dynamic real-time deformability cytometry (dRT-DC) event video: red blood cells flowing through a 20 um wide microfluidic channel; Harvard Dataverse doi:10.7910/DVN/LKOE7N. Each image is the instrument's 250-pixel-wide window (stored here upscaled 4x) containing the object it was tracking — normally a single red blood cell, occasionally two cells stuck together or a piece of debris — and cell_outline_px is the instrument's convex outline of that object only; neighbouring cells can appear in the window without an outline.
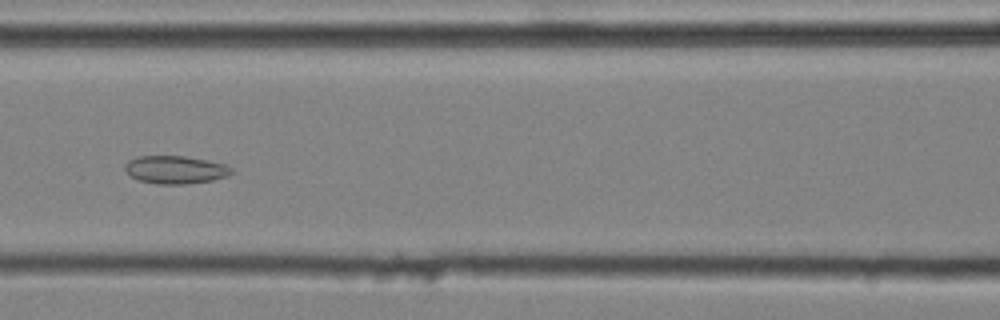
{"species": "common noctule bat (a hibernating species)", "species_latin": "Nyctalus noctula", "temperature_condition": "cold", "stored_images_in_passage": 47, "camera_frame_rate_fps": 3000, "um_per_image_px": 0.085, "animal": {"sex": "male", "body_mass_g": 20.4}, "frame": {"image": 1, "passage_image": 21, "time_ms": 6.667, "image_size_px": [1000, 320], "cell_outline_px": [[232, 172], [228, 176], [212, 180], [188, 184], [156, 184], [140, 180], [132, 176], [124, 168], [124, 164], [128, 160], [136, 156], [184, 156], [208, 160], [224, 164], [232, 168]], "centroid_in_image_um": [14.91, 14.42], "position_along_channel_um": 151.7, "area_um2": 17.34}}
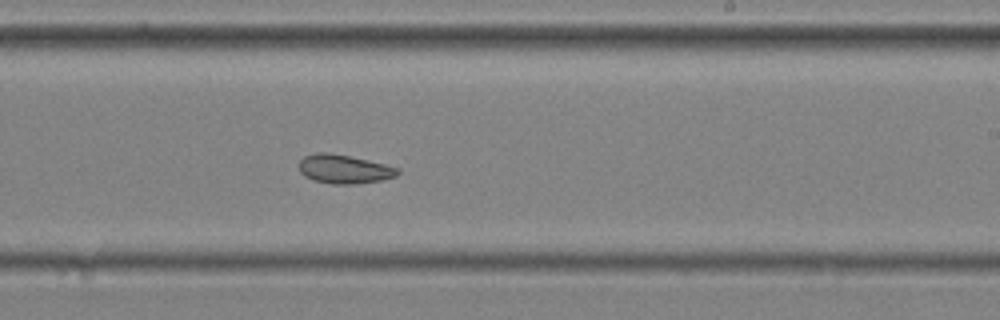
{"frame": {"image": 2, "passage_image": 29, "time_ms": 9.333, "image_size_px": [1000, 320], "cell_outline_px": [[400, 172], [396, 176], [380, 180], [352, 184], [332, 184], [312, 180], [304, 176], [300, 172], [300, 160], [304, 156], [316, 152], [328, 152], [348, 156], [384, 164], [400, 168]], "centroid_in_image_um": [29.23, 14.37], "position_along_channel_um": 259.8, "area_um2": 16.47}}
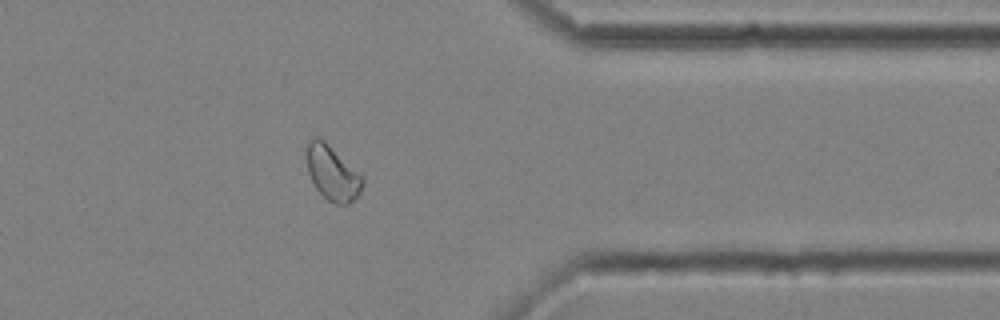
{"frame": {"image": 3, "passage_image": 39, "time_ms": 12.667, "image_size_px": [1000, 320], "cell_outline_px": [[364, 184], [356, 200], [348, 204], [336, 204], [328, 200], [316, 188], [308, 172], [304, 148], [308, 140], [316, 136], [324, 140], [364, 176]], "centroid_in_image_um": [28.25, 14.68], "position_along_channel_um": 383.1, "area_um2": 18.21}}